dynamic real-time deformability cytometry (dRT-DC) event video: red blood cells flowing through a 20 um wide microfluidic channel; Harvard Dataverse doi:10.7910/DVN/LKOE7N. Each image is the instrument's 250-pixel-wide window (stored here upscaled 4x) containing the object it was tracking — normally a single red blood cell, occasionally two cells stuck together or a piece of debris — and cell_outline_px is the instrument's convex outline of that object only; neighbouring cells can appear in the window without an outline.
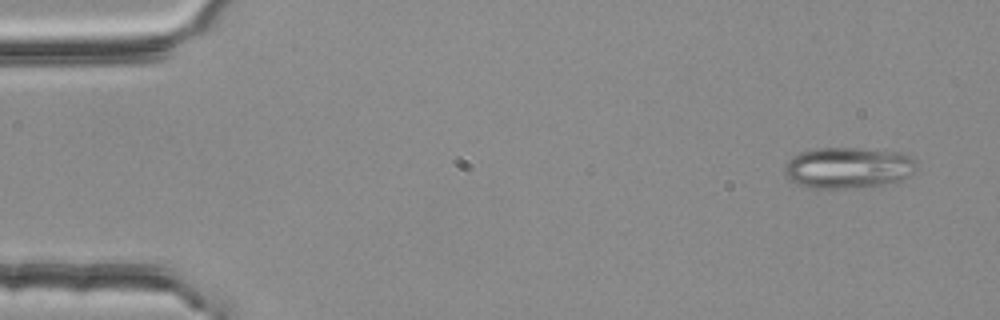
{"species": "common noctule bat (a hibernating species)", "species_latin": "Nyctalus noctula", "temperature_condition": "room temperature", "stored_images_in_passage": 3, "camera_frame_rate_fps": 3000, "um_per_image_px": 0.085, "animal": {"sex": "female", "body_mass_g": 25.1}, "frame": {"image": 1, "passage_image": 1, "time_ms": 0.0, "image_size_px": [1000, 320], "cell_outline_px": [[916, 172], [900, 180], [880, 184], [840, 188], [812, 188], [796, 184], [788, 180], [784, 172], [784, 168], [788, 160], [792, 156], [800, 152], [816, 148], [860, 148], [904, 152], [916, 160]], "centroid_in_image_um": [72.08, 14.23], "position_along_channel_um": 12.9, "area_um2": 31.73}}